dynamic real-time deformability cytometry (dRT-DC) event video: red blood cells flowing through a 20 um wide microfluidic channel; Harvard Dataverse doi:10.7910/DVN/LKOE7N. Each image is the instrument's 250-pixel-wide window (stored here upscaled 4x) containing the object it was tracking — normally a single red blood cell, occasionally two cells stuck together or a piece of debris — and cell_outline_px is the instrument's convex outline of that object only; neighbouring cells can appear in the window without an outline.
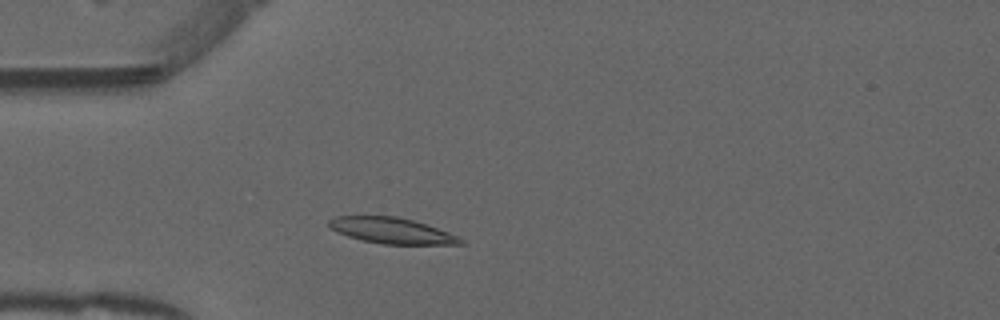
{"species": "common noctule bat (a hibernating species)", "species_latin": "Nyctalus noctula", "temperature_condition": "warm", "stored_images_in_passage": 38, "camera_frame_rate_fps": 3000, "um_per_image_px": 0.085, "animal": {"sex": "male", "forearm_length_mm": 52.5}, "frame": {"image": 1, "passage_image": 1, "time_ms": 0.0, "image_size_px": [1000, 320], "cell_outline_px": [[464, 244], [384, 244], [360, 240], [336, 232], [328, 224], [328, 220], [336, 216], [396, 216], [412, 220], [448, 232], [464, 240]], "centroid_in_image_um": [33.25, 19.6], "position_along_channel_um": 51.7, "area_um2": 19.59}}
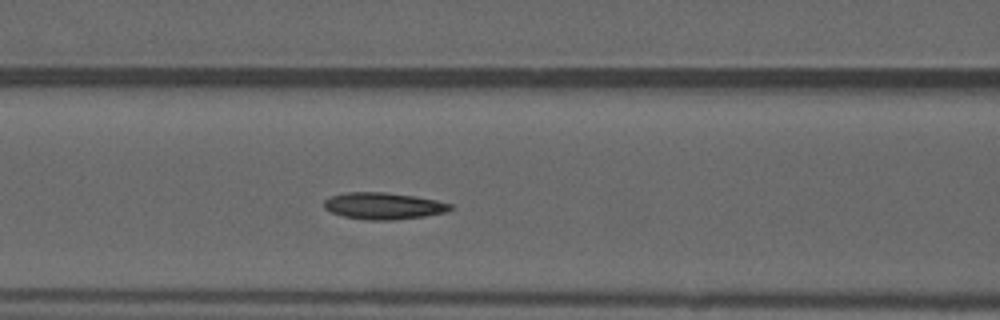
{"frame": {"image": 2, "passage_image": 8, "time_ms": 2.333, "image_size_px": [1000, 320], "cell_outline_px": [[452, 208], [448, 212], [424, 216], [392, 220], [368, 220], [344, 216], [332, 212], [324, 208], [324, 200], [328, 196], [348, 192], [384, 192], [416, 196], [436, 200], [452, 204]], "centroid_in_image_um": [32.6, 17.49], "position_along_channel_um": 134.0, "area_um2": 19.71}}
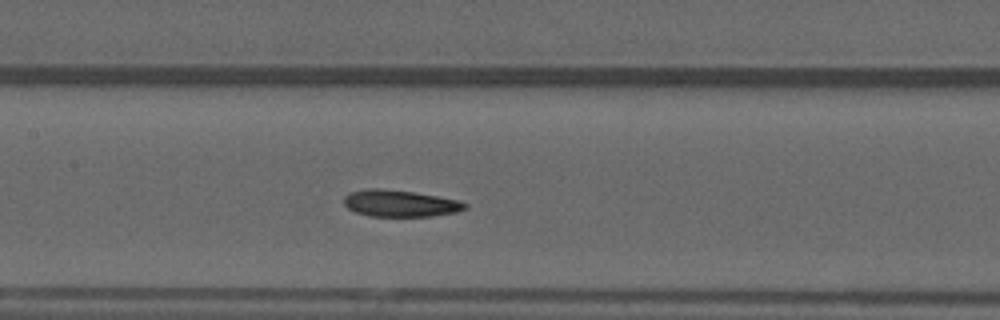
{"frame": {"image": 3, "passage_image": 11, "time_ms": 3.333, "image_size_px": [1000, 320], "cell_outline_px": [[468, 208], [456, 212], [432, 216], [368, 216], [356, 212], [348, 208], [344, 204], [344, 196], [352, 192], [368, 188], [384, 188], [412, 192], [460, 200], [468, 204]], "centroid_in_image_um": [34.02, 17.29], "position_along_channel_um": 173.4, "area_um2": 18.84}, "authors_computed_cell_mechanics": {"area_um2": 18.8139, "velocity_mm_per_s": 3.9326, "shape_relaxation_time_tau1_ms": null, "shape_relaxation_time_tau2_ms": 3.4754, "deformation_change_tau1": null, "deformation_change_tau2": 0.0955}}